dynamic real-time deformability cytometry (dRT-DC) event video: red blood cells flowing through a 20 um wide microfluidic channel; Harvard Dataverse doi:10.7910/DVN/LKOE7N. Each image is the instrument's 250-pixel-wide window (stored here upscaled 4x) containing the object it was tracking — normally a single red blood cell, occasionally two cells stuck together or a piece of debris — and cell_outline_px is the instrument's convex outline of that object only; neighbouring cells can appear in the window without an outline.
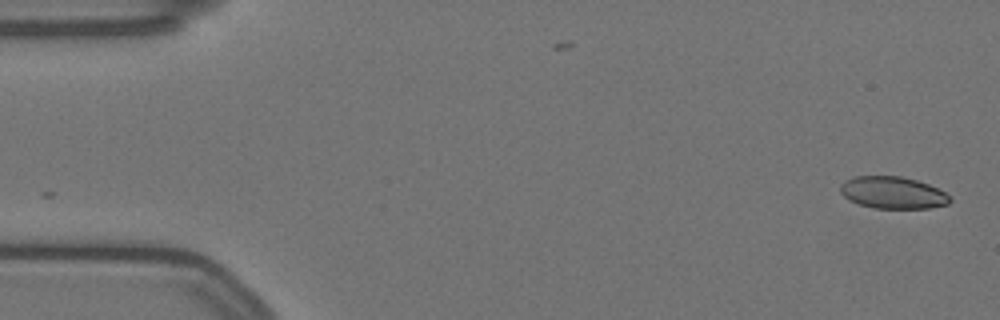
{"species": "Egyptian fruit bat (a non-hibernating species)", "species_latin": "Rousettus aegyptiacus", "temperature_condition": "warm", "stored_images_in_passage": 56, "camera_frame_rate_fps": 3000, "um_per_image_px": 0.085, "animal": {"sex": "female"}, "frame": {"image": 1, "passage_image": 1, "time_ms": 0.0, "image_size_px": [1000, 320], "cell_outline_px": [[952, 200], [948, 204], [928, 208], [876, 208], [860, 204], [848, 200], [840, 192], [840, 184], [844, 180], [852, 176], [900, 176], [916, 180], [928, 184], [944, 192]], "centroid_in_image_um": [75.84, 16.37], "position_along_channel_um": 9.2, "area_um2": 20.4}}
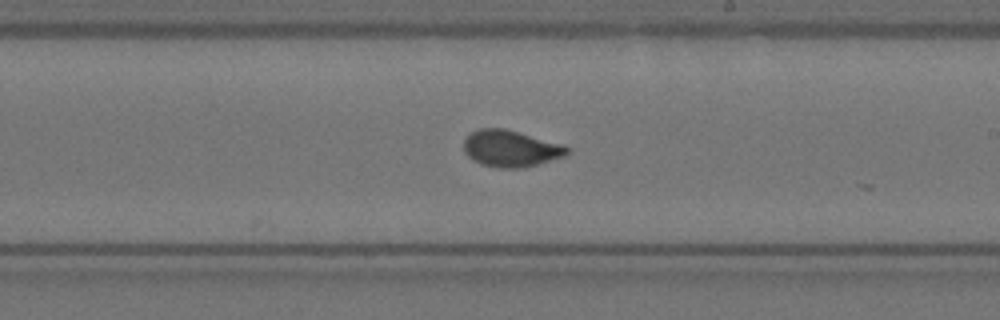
{"frame": {"image": 2, "passage_image": 32, "time_ms": 10.333, "image_size_px": [1000, 320], "cell_outline_px": [[572, 152], [564, 156], [536, 164], [520, 168], [500, 168], [480, 164], [472, 160], [464, 152], [464, 136], [480, 128], [504, 128], [564, 144]], "centroid_in_image_um": [43.39, 12.62], "position_along_channel_um": 245.6, "area_um2": 22.14}}
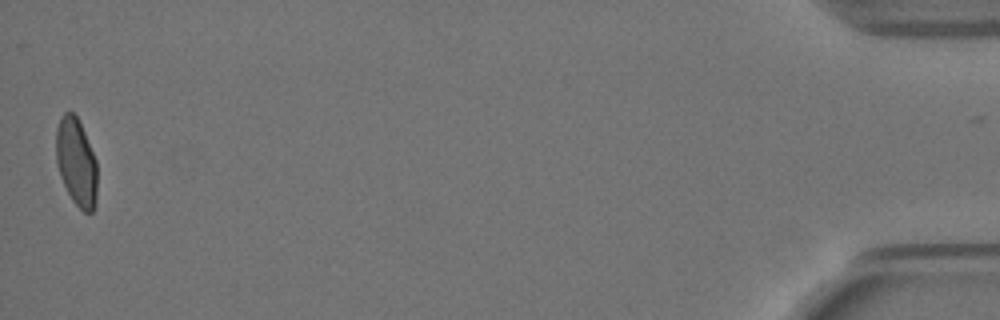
{"frame": {"image": 3, "passage_image": 56, "time_ms": 18.333, "image_size_px": [1000, 320], "cell_outline_px": [[96, 204], [92, 212], [84, 212], [72, 200], [60, 176], [56, 164], [56, 128], [60, 116], [64, 112], [72, 112], [76, 116], [84, 132], [96, 160]], "centroid_in_image_um": [6.47, 13.78], "position_along_channel_um": 428.7, "area_um2": 20.92}, "authors_computed_cell_mechanics": {"area_um2": 21.7617, "velocity_mm_per_s": 3.5088, "shape_relaxation_time_tau1_ms": 7.4098, "shape_relaxation_time_tau2_ms": null, "deformation_change_tau1": 0.1858, "deformation_change_tau2": null}}